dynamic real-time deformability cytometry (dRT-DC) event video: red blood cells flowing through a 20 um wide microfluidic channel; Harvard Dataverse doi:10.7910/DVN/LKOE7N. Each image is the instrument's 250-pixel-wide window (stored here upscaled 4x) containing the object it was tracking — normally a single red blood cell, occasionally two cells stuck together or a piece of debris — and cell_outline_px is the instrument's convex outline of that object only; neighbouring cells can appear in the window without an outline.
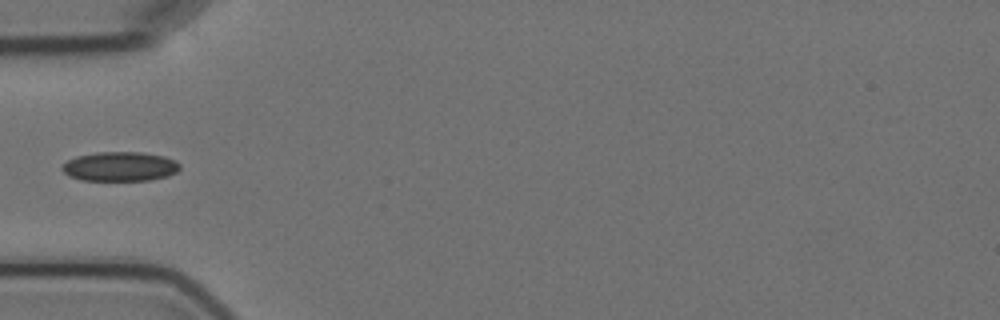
{"species": "Egyptian fruit bat (a non-hibernating species)", "species_latin": "Rousettus aegyptiacus", "temperature_condition": "cold", "stored_images_in_passage": 4, "camera_frame_rate_fps": 3000, "um_per_image_px": 0.085, "animal": {"sex": "female"}, "frame": {"image": 1, "passage_image": 4, "time_ms": 3.667, "image_size_px": [1000, 320], "cell_outline_px": [[180, 168], [176, 172], [168, 176], [148, 180], [80, 180], [68, 176], [60, 168], [68, 160], [76, 156], [96, 152], [140, 152], [164, 156], [176, 160], [180, 164]], "centroid_in_image_um": [10.19, 14.15], "position_along_channel_um": 74.8, "area_um2": 20.23}}